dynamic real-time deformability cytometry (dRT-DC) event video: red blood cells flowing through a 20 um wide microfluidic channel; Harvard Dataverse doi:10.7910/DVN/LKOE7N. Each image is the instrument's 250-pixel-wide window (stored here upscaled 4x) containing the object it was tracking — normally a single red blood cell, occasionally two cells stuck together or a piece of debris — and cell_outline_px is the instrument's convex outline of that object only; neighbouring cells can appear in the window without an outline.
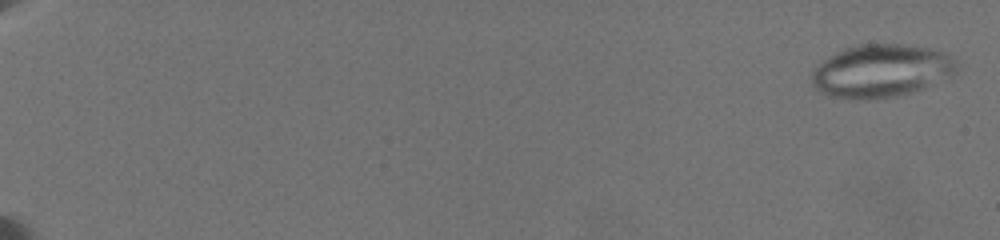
{"species": "common noctule bat (a hibernating species)", "species_latin": "Nyctalus noctula", "temperature_condition": "warm", "stored_images_in_passage": 29, "camera_frame_rate_fps": 3000, "um_per_image_px": 0.085, "animal": {"sex": "female", "body_mass_g": 19.5, "forearm_length_mm": 54.1}, "frame": {"image": 1, "passage_image": 1, "time_ms": 0.0, "image_size_px": [1000, 240], "cell_outline_px": [[960, 64], [956, 72], [924, 88], [912, 92], [892, 96], [860, 100], [824, 96], [816, 88], [812, 80], [812, 72], [824, 60], [844, 48], [856, 44], [900, 44], [928, 48], [944, 52], [952, 56]], "centroid_in_image_um": [74.91, 6.02], "position_along_channel_um": 10.1, "area_um2": 44.56}}